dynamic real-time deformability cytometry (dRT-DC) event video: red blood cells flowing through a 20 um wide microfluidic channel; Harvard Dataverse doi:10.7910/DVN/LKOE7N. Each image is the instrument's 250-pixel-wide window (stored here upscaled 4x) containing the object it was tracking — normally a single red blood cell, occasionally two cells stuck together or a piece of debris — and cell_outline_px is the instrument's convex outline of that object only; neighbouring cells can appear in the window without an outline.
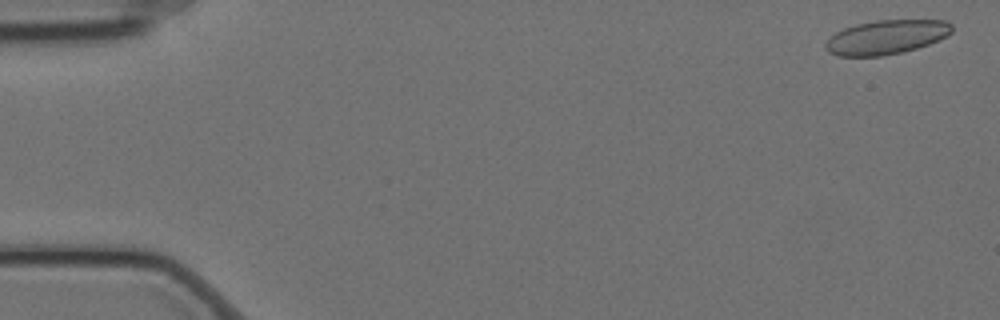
{"species": "Egyptian fruit bat (a non-hibernating species)", "species_latin": "Rousettus aegyptiacus", "temperature_condition": "cold", "stored_images_in_passage": 30, "camera_frame_rate_fps": 3000, "um_per_image_px": 0.085, "animal": {"sex": "female"}, "frame": {"image": 1, "passage_image": 2, "time_ms": 0.333, "image_size_px": [1000, 320], "cell_outline_px": [[952, 32], [948, 36], [940, 40], [916, 48], [900, 52], [880, 56], [836, 56], [828, 52], [824, 48], [824, 44], [836, 32], [844, 28], [856, 24], [876, 20], [944, 20], [952, 24]], "centroid_in_image_um": [75.34, 3.15], "position_along_channel_um": 9.7, "area_um2": 25.2}}
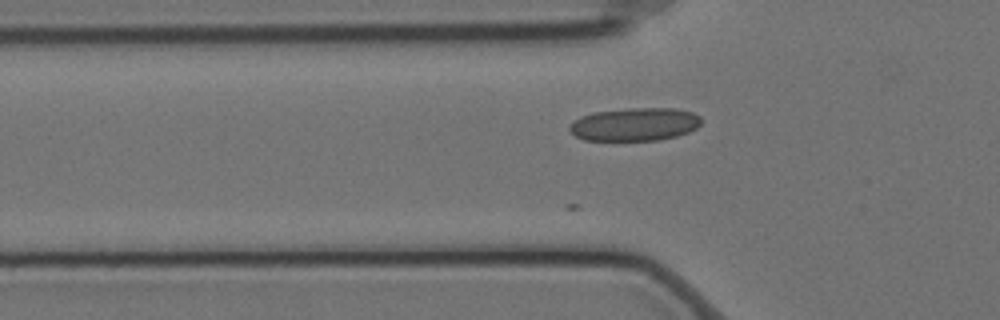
{"frame": {"image": 2, "passage_image": 19, "time_ms": 6.0, "image_size_px": [1000, 320], "cell_outline_px": [[700, 124], [696, 128], [688, 132], [676, 136], [656, 140], [584, 140], [576, 136], [568, 128], [568, 124], [580, 116], [592, 112], [632, 108], [676, 108], [692, 112], [700, 116]], "centroid_in_image_um": [53.93, 10.56], "position_along_channel_um": 71.9, "area_um2": 25.43}}
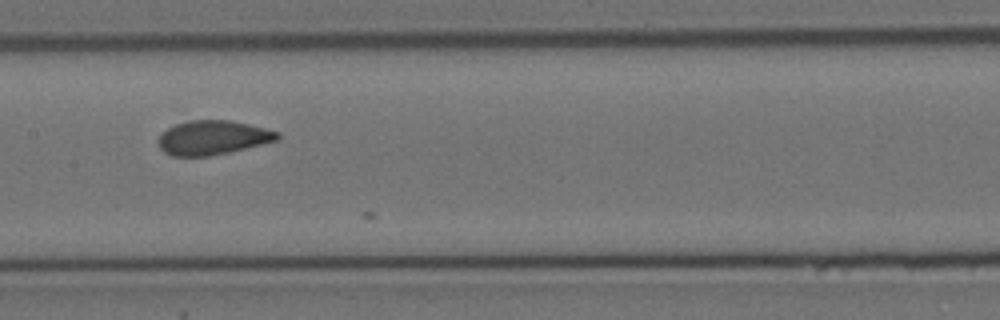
{"frame": {"image": 3, "passage_image": 29, "time_ms": 9.333, "image_size_px": [1000, 320], "cell_outline_px": [[280, 136], [276, 140], [228, 152], [208, 156], [172, 156], [164, 152], [160, 148], [160, 136], [168, 128], [176, 124], [192, 120], [228, 120], [248, 124], [280, 132]], "centroid_in_image_um": [18.08, 11.69], "position_along_channel_um": 189.3, "area_um2": 23.24}}